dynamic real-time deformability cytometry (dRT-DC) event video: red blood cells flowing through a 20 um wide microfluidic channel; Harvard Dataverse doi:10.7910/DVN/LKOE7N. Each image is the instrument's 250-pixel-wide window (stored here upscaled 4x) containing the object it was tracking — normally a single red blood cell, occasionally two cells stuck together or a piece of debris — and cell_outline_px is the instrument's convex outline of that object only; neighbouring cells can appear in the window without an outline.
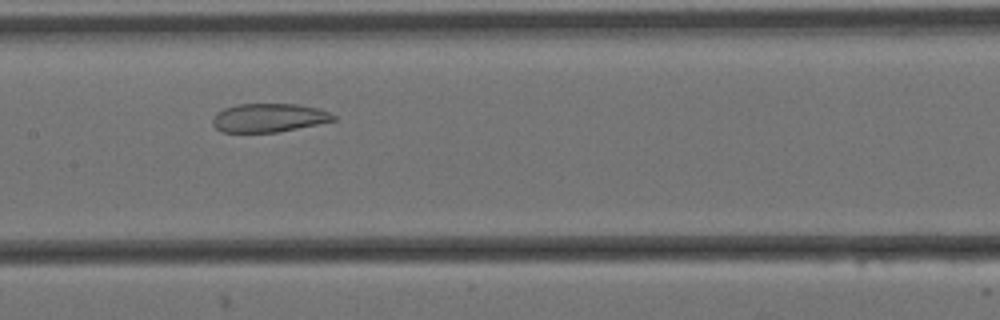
{"species": "Egyptian fruit bat (a non-hibernating species)", "species_latin": "Rousettus aegyptiacus", "temperature_condition": "cold", "stored_images_in_passage": 7, "camera_frame_rate_fps": 3000, "um_per_image_px": 0.085, "animal": {"sex": "female"}, "frame": {"image": 1, "passage_image": 6, "time_ms": 1.667, "image_size_px": [1000, 320], "cell_outline_px": [[336, 120], [276, 132], [220, 132], [212, 124], [212, 120], [216, 112], [224, 108], [240, 104], [296, 104], [316, 108], [328, 112], [336, 116]], "centroid_in_image_um": [22.8, 10.01], "position_along_channel_um": 184.6, "area_um2": 19.94}}
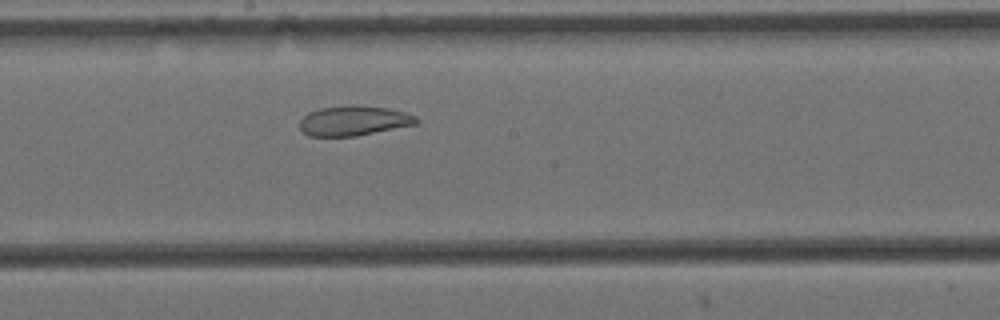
{"frame": {"image": 2, "passage_image": 7, "time_ms": 2.0, "image_size_px": [1000, 320], "cell_outline_px": [[420, 124], [356, 136], [308, 136], [300, 128], [300, 120], [308, 112], [320, 108], [352, 104], [388, 108], [404, 112], [416, 116], [420, 120]], "centroid_in_image_um": [30.11, 10.26], "position_along_channel_um": 218.1, "area_um2": 20.58}}